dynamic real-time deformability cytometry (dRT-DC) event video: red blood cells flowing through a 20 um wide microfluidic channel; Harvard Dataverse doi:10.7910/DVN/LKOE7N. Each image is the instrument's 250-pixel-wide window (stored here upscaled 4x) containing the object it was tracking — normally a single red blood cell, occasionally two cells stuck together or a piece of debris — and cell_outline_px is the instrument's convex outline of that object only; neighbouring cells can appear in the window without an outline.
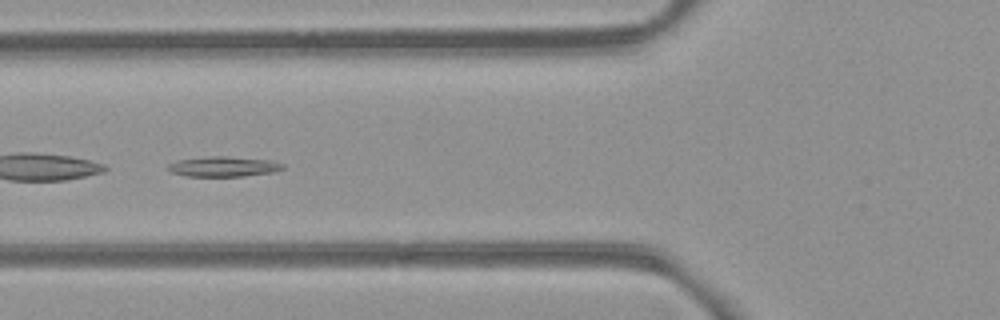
{"species": "common noctule bat (a hibernating species)", "species_latin": "Nyctalus noctula", "temperature_condition": "room temperature", "stored_images_in_passage": 8, "camera_frame_rate_fps": 3000, "um_per_image_px": 0.085, "animal": {"sex": "female", "body_mass_g": 21.9}, "frame": {"image": 1, "passage_image": 6, "time_ms": 5.667, "image_size_px": [1000, 320], "cell_outline_px": [[284, 168], [276, 172], [244, 176], [184, 176], [172, 172], [168, 168], [168, 164], [176, 160], [208, 156], [228, 156], [268, 160], [284, 164]], "centroid_in_image_um": [19.0, 14.15], "position_along_channel_um": 106.8, "area_um2": 13.53}}
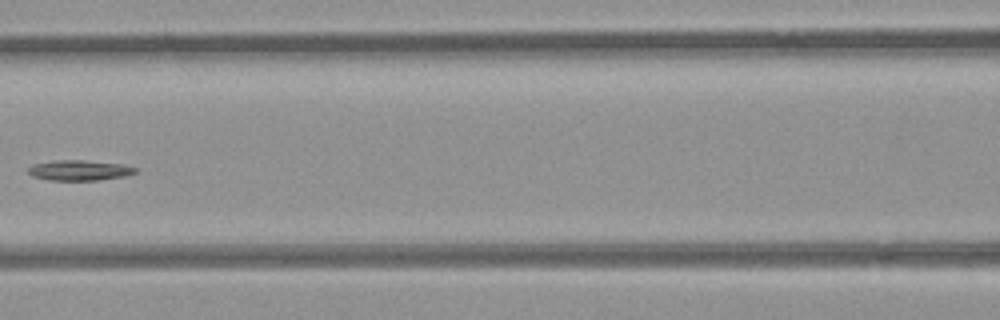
{"frame": {"image": 2, "passage_image": 7, "time_ms": 7.0, "image_size_px": [1000, 320], "cell_outline_px": [[136, 172], [124, 176], [100, 180], [48, 180], [32, 176], [28, 172], [28, 168], [36, 164], [60, 160], [84, 160], [120, 164], [136, 168]], "centroid_in_image_um": [6.74, 14.48], "position_along_channel_um": 159.9, "area_um2": 12.43}}
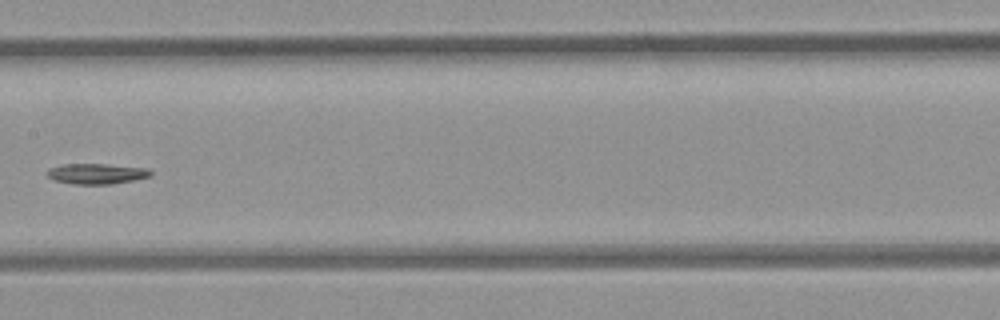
{"frame": {"image": 3, "passage_image": 8, "time_ms": 8.0, "image_size_px": [1000, 320], "cell_outline_px": [[152, 176], [112, 184], [72, 184], [52, 180], [48, 176], [48, 168], [60, 164], [104, 164], [148, 168], [152, 172]], "centroid_in_image_um": [8.19, 14.76], "position_along_channel_um": 199.2, "area_um2": 12.43}}